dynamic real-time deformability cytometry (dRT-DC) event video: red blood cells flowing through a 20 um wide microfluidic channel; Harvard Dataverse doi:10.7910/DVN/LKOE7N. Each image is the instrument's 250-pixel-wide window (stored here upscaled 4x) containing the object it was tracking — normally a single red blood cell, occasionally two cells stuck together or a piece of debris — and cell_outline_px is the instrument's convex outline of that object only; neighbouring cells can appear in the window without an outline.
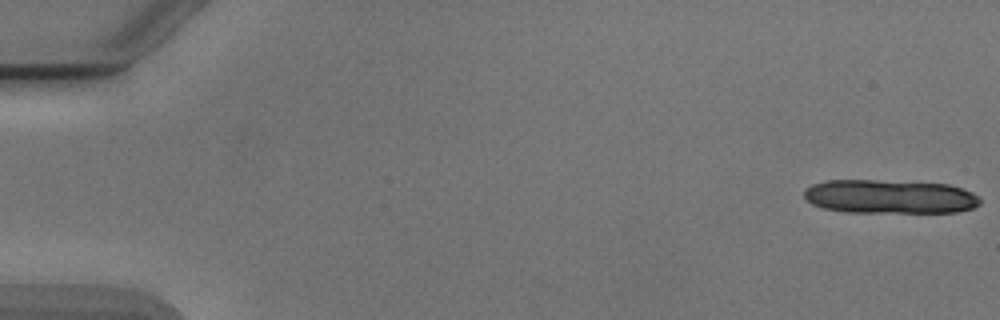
{"species": "Egyptian fruit bat (a non-hibernating species)", "species_latin": "Rousettus aegyptiacus", "temperature_condition": "cold", "stored_images_in_passage": 14, "camera_frame_rate_fps": 3000, "um_per_image_px": 0.085, "animal": {"sex": "male"}, "frame": {"image": 1, "passage_image": 1, "time_ms": 0.0, "image_size_px": [1000, 320], "cell_outline_px": [[980, 204], [972, 208], [956, 212], [844, 212], [824, 208], [812, 204], [804, 196], [804, 188], [812, 184], [828, 180], [876, 180], [948, 184], [972, 192], [980, 196]], "centroid_in_image_um": [75.62, 16.71], "position_along_channel_um": 9.4, "area_um2": 34.8}}